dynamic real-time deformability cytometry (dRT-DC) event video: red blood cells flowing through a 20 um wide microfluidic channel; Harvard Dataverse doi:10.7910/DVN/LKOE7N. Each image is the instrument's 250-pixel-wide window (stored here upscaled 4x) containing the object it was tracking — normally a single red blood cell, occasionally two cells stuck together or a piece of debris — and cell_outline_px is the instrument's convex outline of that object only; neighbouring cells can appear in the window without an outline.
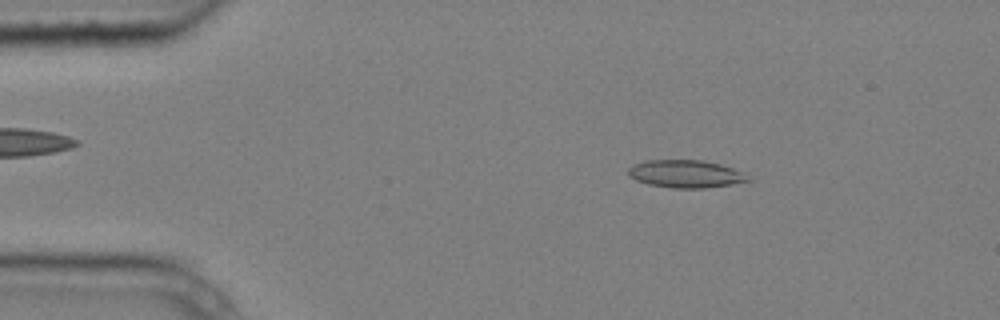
{"species": "common noctule bat (a hibernating species)", "species_latin": "Nyctalus noctula", "temperature_condition": "cold", "stored_images_in_passage": 4, "camera_frame_rate_fps": 3000, "um_per_image_px": 0.085, "animal": {"sex": "male", "body_mass_g": 20.4}, "frame": {"image": 1, "passage_image": 4, "time_ms": 1.0, "image_size_px": [1000, 320], "cell_outline_px": [[752, 180], [732, 184], [704, 188], [672, 188], [648, 184], [636, 180], [628, 176], [628, 168], [632, 164], [644, 160], [700, 160], [720, 164], [744, 172]], "centroid_in_image_um": [58.25, 14.78], "position_along_channel_um": 26.7, "area_um2": 19.42}}